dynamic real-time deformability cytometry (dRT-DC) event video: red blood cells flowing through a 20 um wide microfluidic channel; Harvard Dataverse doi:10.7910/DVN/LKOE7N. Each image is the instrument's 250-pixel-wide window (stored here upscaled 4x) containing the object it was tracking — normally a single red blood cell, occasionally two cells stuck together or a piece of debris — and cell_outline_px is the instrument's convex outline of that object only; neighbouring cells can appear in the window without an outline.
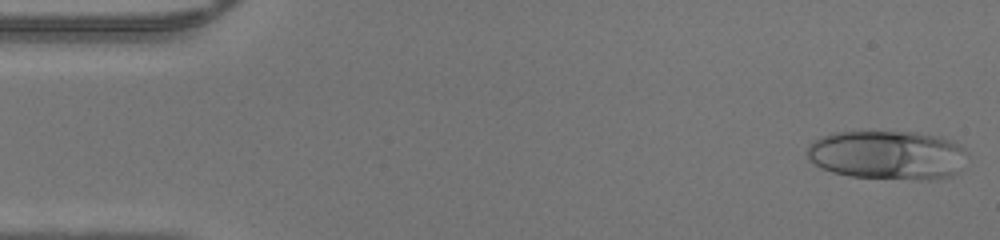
{"species": "human", "species_latin": "Homo sapiens", "temperature_condition": "warm", "stored_images_in_passage": 46, "camera_frame_rate_fps": 3000, "um_per_image_px": 0.085, "donor": {"sex": "male"}, "frame": {"image": 1, "passage_image": 1, "time_ms": 0.0, "image_size_px": [1000, 240], "cell_outline_px": [[968, 152], [956, 172], [952, 176], [928, 180], [920, 180], [852, 176], [832, 172], [808, 160], [804, 152], [812, 140], [820, 136], [832, 132], [916, 132], [940, 136], [952, 140], [960, 144]], "centroid_in_image_um": [75.41, 13.16], "position_along_channel_um": 9.6, "area_um2": 46.12}}
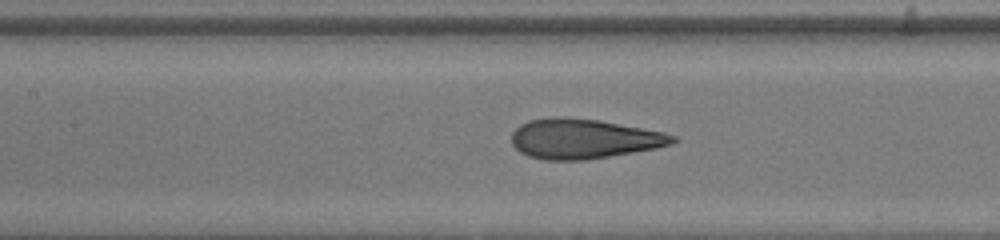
{"frame": {"image": 2, "passage_image": 20, "time_ms": 6.333, "image_size_px": [1000, 240], "cell_outline_px": [[680, 140], [672, 144], [656, 148], [584, 160], [544, 160], [528, 156], [520, 152], [512, 144], [512, 132], [520, 124], [528, 120], [556, 116], [564, 116], [600, 120], [664, 132], [676, 136]], "centroid_in_image_um": [49.61, 11.78], "position_along_channel_um": 157.8, "area_um2": 37.57}}
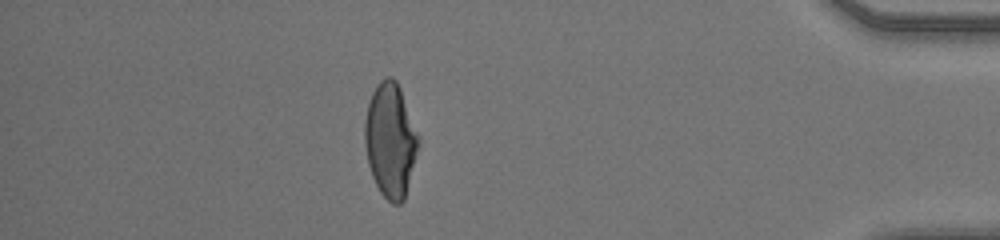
{"frame": {"image": 3, "passage_image": 40, "time_ms": 13.0, "image_size_px": [1000, 240], "cell_outline_px": [[420, 140], [404, 200], [400, 204], [392, 204], [380, 192], [372, 176], [368, 164], [364, 144], [364, 120], [368, 104], [372, 92], [380, 80], [388, 76], [392, 76], [396, 80], [400, 88], [420, 136]], "centroid_in_image_um": [33.18, 11.9], "position_along_channel_um": 402.0, "area_um2": 35.84}}